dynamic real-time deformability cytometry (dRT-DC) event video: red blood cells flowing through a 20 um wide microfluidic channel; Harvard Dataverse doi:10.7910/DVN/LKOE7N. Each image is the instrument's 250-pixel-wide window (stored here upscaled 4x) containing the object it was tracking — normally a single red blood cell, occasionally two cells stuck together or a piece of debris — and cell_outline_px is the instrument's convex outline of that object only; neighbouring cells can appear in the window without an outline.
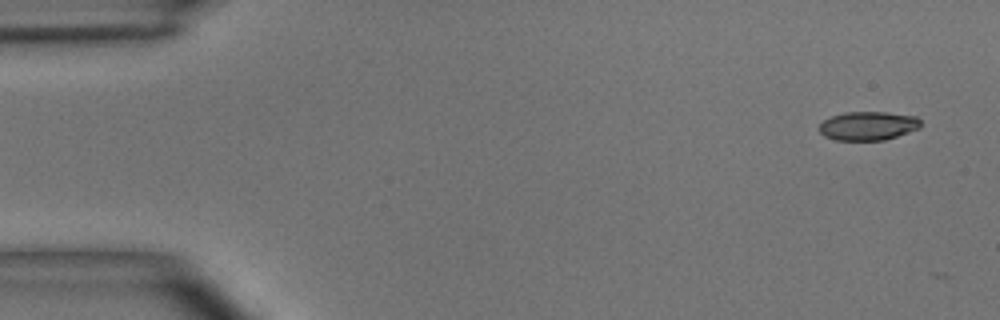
{"species": "common noctule bat (a hibernating species)", "species_latin": "Nyctalus noctula", "temperature_condition": "room temperature", "stored_images_in_passage": 4, "camera_frame_rate_fps": 3000, "um_per_image_px": 0.085, "animal": {"sex": "male", "body_mass_g": 15.6}, "frame": {"image": 1, "passage_image": 1, "time_ms": 0.0, "image_size_px": [1000, 320], "cell_outline_px": [[920, 128], [884, 140], [836, 140], [824, 136], [820, 132], [820, 124], [824, 120], [832, 116], [844, 112], [888, 112], [916, 116], [920, 120]], "centroid_in_image_um": [73.79, 10.69], "position_along_channel_um": 11.2, "area_um2": 16.94}}